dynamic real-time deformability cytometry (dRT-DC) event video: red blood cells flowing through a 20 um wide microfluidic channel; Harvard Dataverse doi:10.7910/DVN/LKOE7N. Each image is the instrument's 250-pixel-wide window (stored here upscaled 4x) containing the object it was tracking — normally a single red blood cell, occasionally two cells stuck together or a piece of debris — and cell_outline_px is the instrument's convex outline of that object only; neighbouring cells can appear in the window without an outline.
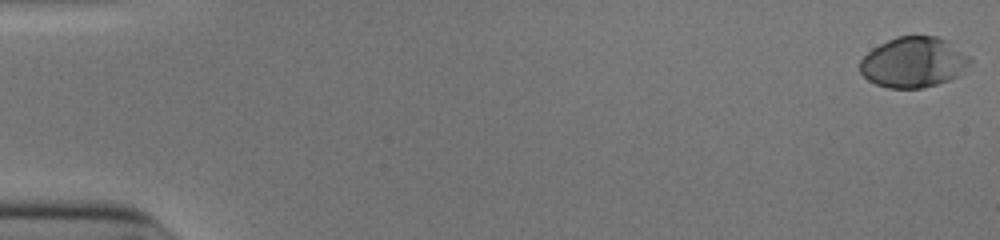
{"species": "human", "species_latin": "Homo sapiens", "temperature_condition": "cold", "stored_images_in_passage": 46, "camera_frame_rate_fps": 3000, "um_per_image_px": 0.085, "donor": {"sex": "male"}, "frame": {"image": 1, "passage_image": 1, "time_ms": 0.0, "image_size_px": [1000, 240], "cell_outline_px": [[972, 60], [956, 76], [948, 80], [936, 84], [920, 88], [888, 88], [876, 84], [868, 80], [860, 72], [860, 60], [872, 48], [896, 36], [936, 36], [948, 40], [968, 56]], "centroid_in_image_um": [77.61, 5.28], "position_along_channel_um": 7.4, "area_um2": 32.08}}
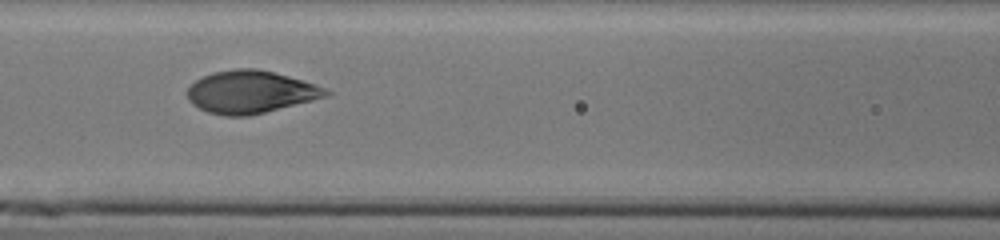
{"frame": {"image": 2, "passage_image": 25, "time_ms": 8.0, "image_size_px": [1000, 240], "cell_outline_px": [[332, 92], [328, 96], [248, 116], [224, 116], [208, 112], [192, 104], [188, 100], [188, 88], [196, 80], [212, 72], [236, 68], [256, 68], [304, 80], [324, 88]], "centroid_in_image_um": [21.28, 7.81], "position_along_channel_um": 145.3, "area_um2": 34.1}}
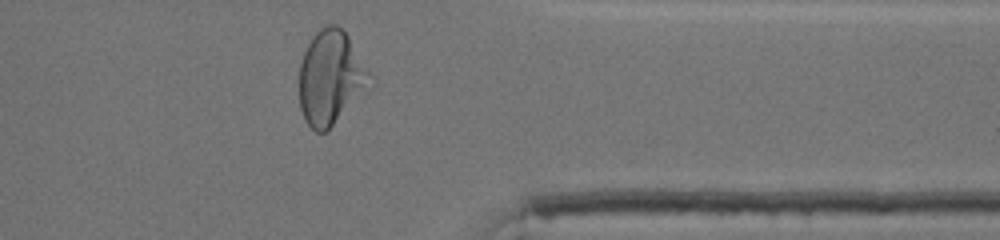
{"frame": {"image": 3, "passage_image": 44, "time_ms": 14.333, "image_size_px": [1000, 240], "cell_outline_px": [[368, 72], [332, 124], [324, 132], [316, 132], [308, 124], [300, 108], [300, 64], [304, 52], [312, 36], [320, 28], [328, 24], [336, 24], [344, 28]], "centroid_in_image_um": [27.93, 6.46], "position_along_channel_um": 383.5, "area_um2": 35.49}, "authors_computed_cell_mechanics": {"area_um2": 33.8997, "velocity_mm_per_s": 3.9008, "shape_relaxation_time_tau1_ms": 4.4614, "shape_relaxation_time_tau2_ms": null, "deformation_change_tau1": 0.1988, "deformation_change_tau2": null}}